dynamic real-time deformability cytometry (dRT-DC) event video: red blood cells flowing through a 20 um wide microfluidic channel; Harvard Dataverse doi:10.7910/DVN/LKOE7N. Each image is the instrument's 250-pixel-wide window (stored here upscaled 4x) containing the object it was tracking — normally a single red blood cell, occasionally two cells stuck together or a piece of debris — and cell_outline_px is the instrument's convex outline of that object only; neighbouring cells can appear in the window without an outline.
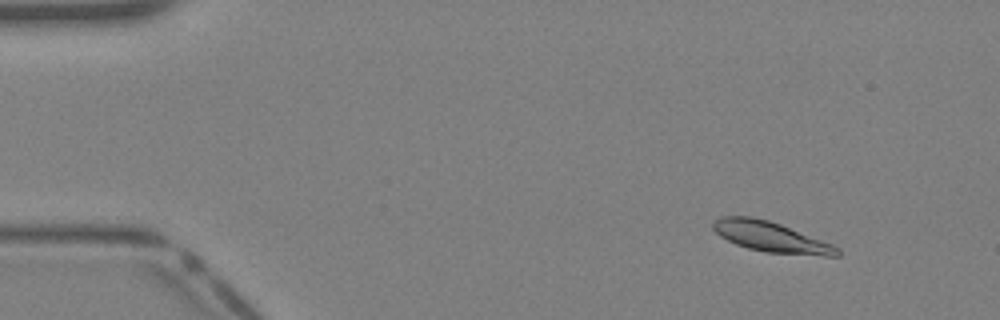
{"species": "Egyptian fruit bat (a non-hibernating species)", "species_latin": "Rousettus aegyptiacus", "temperature_condition": "warm", "stored_images_in_passage": 39, "camera_frame_rate_fps": 3000, "um_per_image_px": 0.085, "animal": {"sex": "female"}, "frame": {"image": 1, "passage_image": 4, "time_ms": 1.0, "image_size_px": [1000, 320], "cell_outline_px": [[840, 256], [824, 256], [764, 252], [748, 248], [736, 244], [720, 236], [712, 228], [712, 224], [720, 216], [752, 216], [768, 220], [780, 224], [832, 244], [840, 248]], "centroid_in_image_um": [65.53, 20.14], "position_along_channel_um": 19.5, "area_um2": 21.85}}
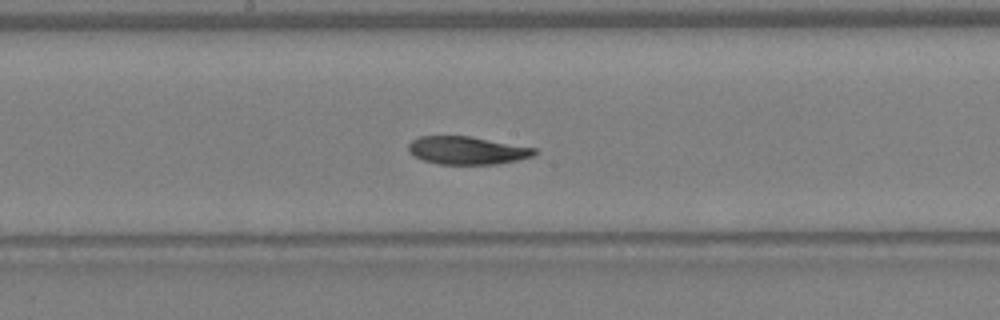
{"frame": {"image": 2, "passage_image": 21, "time_ms": 6.667, "image_size_px": [1000, 320], "cell_outline_px": [[540, 152], [536, 156], [496, 164], [440, 164], [424, 160], [408, 152], [408, 144], [412, 140], [420, 136], [472, 136], [536, 148]], "centroid_in_image_um": [39.75, 12.78], "position_along_channel_um": 208.4, "area_um2": 20.63}}
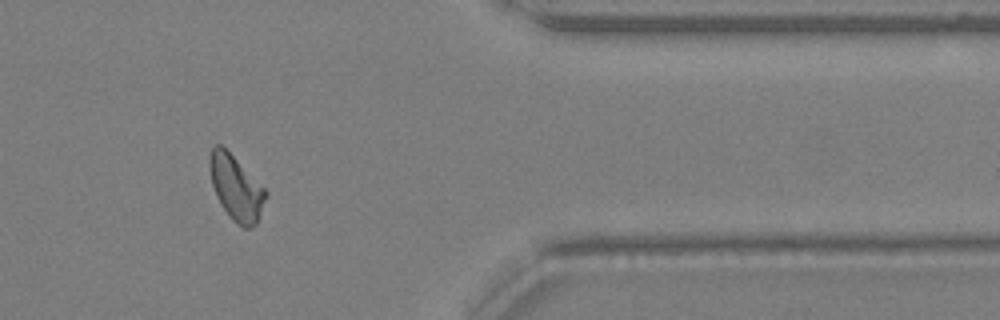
{"frame": {"image": 3, "passage_image": 33, "time_ms": 10.667, "image_size_px": [1000, 320], "cell_outline_px": [[268, 196], [256, 224], [252, 228], [244, 228], [236, 224], [228, 216], [220, 204], [216, 196], [212, 184], [208, 164], [208, 156], [212, 148], [216, 144], [220, 144], [268, 192]], "centroid_in_image_um": [20.05, 16.01], "position_along_channel_um": 391.4, "area_um2": 21.1}}